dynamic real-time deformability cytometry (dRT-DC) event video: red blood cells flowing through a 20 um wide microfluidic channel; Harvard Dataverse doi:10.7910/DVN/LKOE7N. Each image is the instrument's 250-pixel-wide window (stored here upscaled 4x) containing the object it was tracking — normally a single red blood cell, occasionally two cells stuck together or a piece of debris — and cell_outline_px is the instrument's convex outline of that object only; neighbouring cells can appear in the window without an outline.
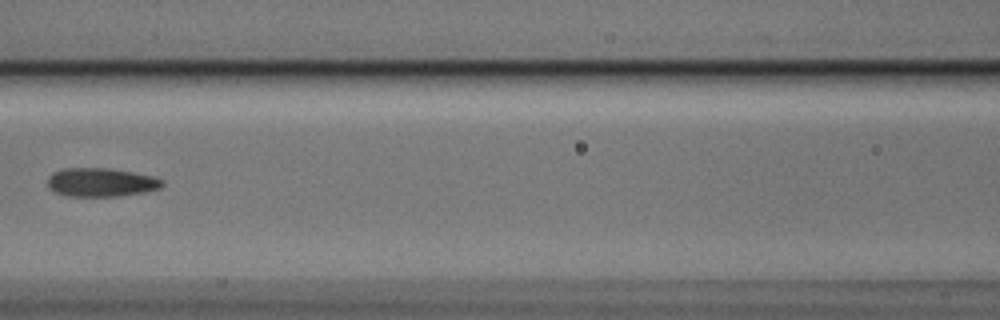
{"species": "Egyptian fruit bat (a non-hibernating species)", "species_latin": "Rousettus aegyptiacus", "temperature_condition": "cold", "stored_images_in_passage": 5, "camera_frame_rate_fps": 3000, "um_per_image_px": 0.085, "animal": {"sex": "male"}, "frame": {"image": 1, "passage_image": 5, "time_ms": 1.333, "image_size_px": [1000, 320], "cell_outline_px": [[164, 184], [160, 188], [144, 192], [116, 196], [68, 196], [56, 192], [48, 188], [48, 176], [52, 172], [64, 168], [108, 168], [156, 176], [164, 180]], "centroid_in_image_um": [8.6, 15.49], "position_along_channel_um": 158.0, "area_um2": 19.25}}